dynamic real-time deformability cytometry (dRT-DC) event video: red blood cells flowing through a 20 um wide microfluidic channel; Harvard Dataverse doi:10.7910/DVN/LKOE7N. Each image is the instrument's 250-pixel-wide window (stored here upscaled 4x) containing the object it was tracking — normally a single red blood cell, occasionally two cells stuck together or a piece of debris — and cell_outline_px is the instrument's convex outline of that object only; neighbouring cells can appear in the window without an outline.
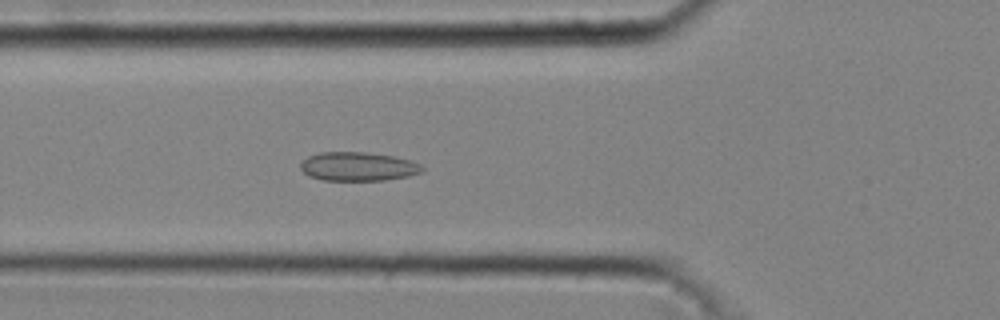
{"species": "common noctule bat (a hibernating species)", "species_latin": "Nyctalus noctula", "temperature_condition": "cold", "stored_images_in_passage": 40, "camera_frame_rate_fps": 3000, "um_per_image_px": 0.085, "animal": {"sex": "male", "body_mass_g": 20.4}, "frame": {"image": 1, "passage_image": 16, "time_ms": 5.0, "image_size_px": [1000, 320], "cell_outline_px": [[424, 172], [408, 176], [384, 180], [320, 180], [308, 176], [300, 168], [300, 164], [308, 156], [320, 152], [364, 152], [392, 156], [408, 160], [420, 164], [424, 168]], "centroid_in_image_um": [30.42, 14.16], "position_along_channel_um": 95.4, "area_um2": 20.4}}
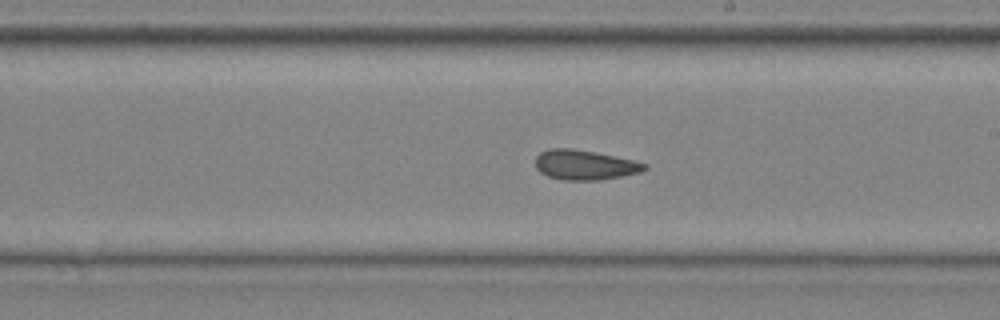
{"frame": {"image": 2, "passage_image": 26, "time_ms": 8.333, "image_size_px": [1000, 320], "cell_outline_px": [[648, 168], [640, 172], [600, 180], [560, 180], [548, 176], [540, 172], [536, 168], [536, 156], [540, 152], [548, 148], [572, 148], [636, 160], [648, 164]], "centroid_in_image_um": [49.7, 14.01], "position_along_channel_um": 239.3, "area_um2": 19.07}}
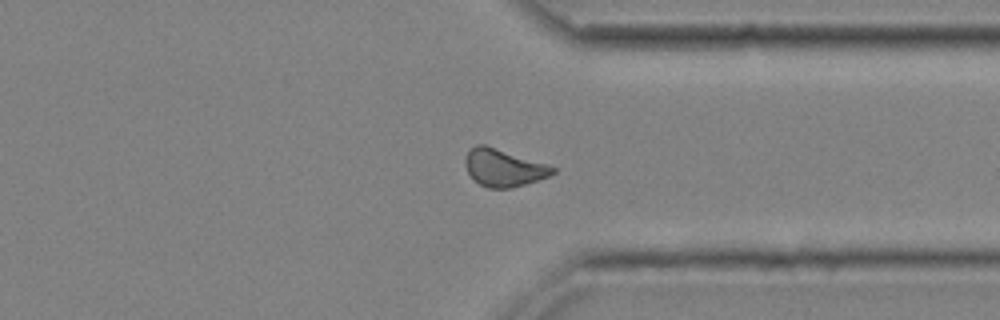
{"frame": {"image": 3, "passage_image": 35, "time_ms": 11.333, "image_size_px": [1000, 320], "cell_outline_px": [[556, 172], [548, 176], [512, 188], [488, 188], [480, 184], [468, 172], [464, 160], [468, 152], [476, 144], [484, 144], [548, 164], [556, 168]], "centroid_in_image_um": [42.82, 14.25], "position_along_channel_um": 368.6, "area_um2": 18.79}, "authors_computed_cell_mechanics": {"area_um2": 19.1607, "velocity_mm_per_s": 4.3195, "shape_relaxation_time_tau1_ms": null, "shape_relaxation_time_tau2_ms": 4.4357, "deformation_change_tau1": null, "deformation_change_tau2": 0.095}}